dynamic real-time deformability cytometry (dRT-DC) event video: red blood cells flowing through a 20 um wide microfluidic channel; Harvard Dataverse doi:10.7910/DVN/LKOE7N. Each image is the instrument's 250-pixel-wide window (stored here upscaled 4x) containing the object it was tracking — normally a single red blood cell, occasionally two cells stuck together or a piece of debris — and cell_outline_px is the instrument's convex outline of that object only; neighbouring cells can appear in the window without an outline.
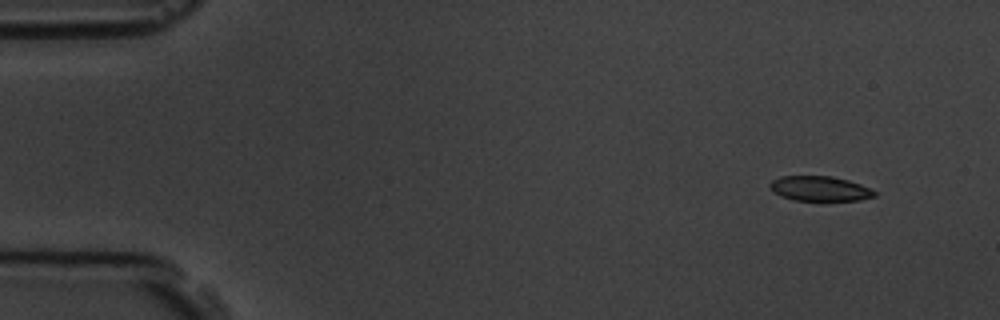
{"species": "common noctule bat (a hibernating species)", "species_latin": "Nyctalus noctula", "temperature_condition": "room temperature", "stored_images_in_passage": 14, "camera_frame_rate_fps": 3000, "um_per_image_px": 0.085, "animal": {"sex": "male", "body_mass_g": 19.5, "forearm_length_mm": 54.6}, "frame": {"image": 1, "passage_image": 1, "time_ms": 0.0, "image_size_px": [1000, 320], "cell_outline_px": [[876, 196], [860, 200], [792, 200], [780, 196], [772, 192], [768, 184], [772, 180], [780, 176], [832, 176], [848, 180], [860, 184], [876, 192]], "centroid_in_image_um": [69.63, 16.03], "position_along_channel_um": 15.4, "area_um2": 15.2}}
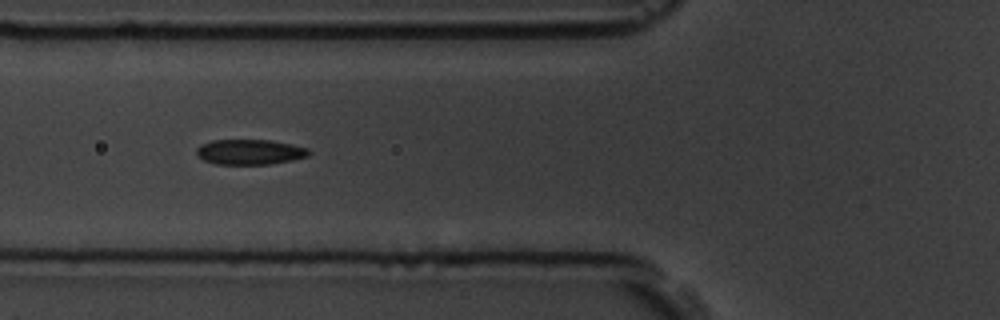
{"frame": {"image": 2, "passage_image": 5, "time_ms": 5.333, "image_size_px": [1000, 320], "cell_outline_px": [[312, 152], [308, 156], [292, 160], [268, 164], [216, 164], [204, 160], [196, 156], [196, 148], [200, 144], [212, 140], [272, 140], [292, 144], [308, 148]], "centroid_in_image_um": [21.22, 12.91], "position_along_channel_um": 104.6, "area_um2": 16.65}}
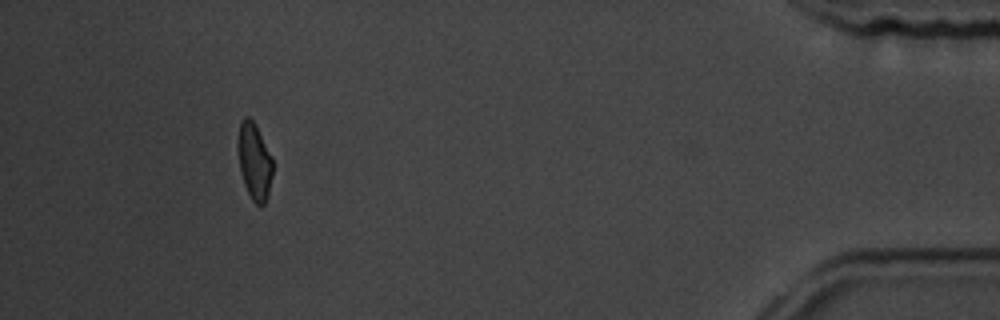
{"frame": {"image": 3, "passage_image": 13, "time_ms": 15.333, "image_size_px": [1000, 320], "cell_outline_px": [[272, 176], [268, 196], [264, 204], [256, 204], [252, 200], [244, 184], [240, 172], [240, 120], [244, 116], [248, 116], [256, 124], [272, 156]], "centroid_in_image_um": [21.66, 13.72], "position_along_channel_um": 413.5, "area_um2": 15.14}, "authors_computed_cell_mechanics": {"area_um2": 16.2996, "velocity_mm_per_s": 3.7394, "shape_relaxation_time_tau1_ms": 2.7414, "shape_relaxation_time_tau2_ms": 1.5353, "deformation_change_tau1": 0.1004, "deformation_change_tau2": 0.0672}}